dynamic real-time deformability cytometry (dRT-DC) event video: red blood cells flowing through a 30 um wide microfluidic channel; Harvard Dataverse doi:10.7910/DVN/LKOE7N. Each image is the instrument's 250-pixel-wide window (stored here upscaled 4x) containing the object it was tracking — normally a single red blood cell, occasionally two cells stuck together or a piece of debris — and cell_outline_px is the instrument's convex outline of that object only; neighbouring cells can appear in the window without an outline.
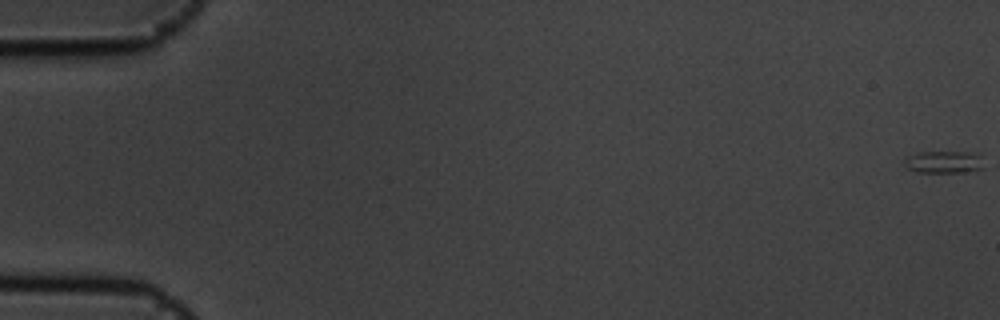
{"species": "common noctule bat (a hibernating species)", "species_latin": "Nyctalus noctula", "temperature_condition": "cold", "stored_images_in_passage": 57, "camera_frame_rate_fps": 3000, "um_per_image_px": 0.085, "animal": {"sex": "male", "body_mass_g": 19.5, "forearm_length_mm": 54.6}, "frame": {"image": 1, "passage_image": 1, "time_ms": 0.0, "image_size_px": [1000, 320], "cell_outline_px": [[984, 168], [964, 172], [916, 172], [908, 168], [904, 164], [904, 156], [916, 152], [980, 152]], "centroid_in_image_um": [80.23, 13.75], "position_along_channel_um": 4.8, "area_um2": 10.58}}
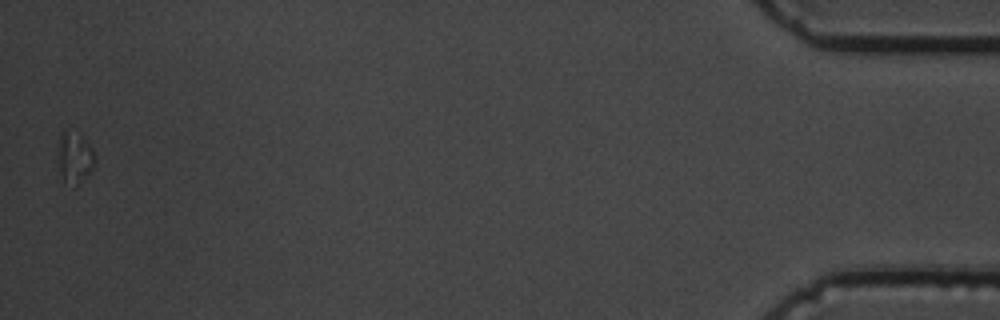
{"frame": {"image": 2, "passage_image": 57, "time_ms": 18.667, "image_size_px": [1000, 320], "cell_outline_px": [[96, 160], [92, 168], [76, 188], [72, 188], [64, 180], [60, 172], [56, 152], [60, 132], [64, 128], [80, 132], [92, 148], [96, 156]], "centroid_in_image_um": [6.32, 13.34], "position_along_channel_um": 428.9, "area_um2": 11.73}}